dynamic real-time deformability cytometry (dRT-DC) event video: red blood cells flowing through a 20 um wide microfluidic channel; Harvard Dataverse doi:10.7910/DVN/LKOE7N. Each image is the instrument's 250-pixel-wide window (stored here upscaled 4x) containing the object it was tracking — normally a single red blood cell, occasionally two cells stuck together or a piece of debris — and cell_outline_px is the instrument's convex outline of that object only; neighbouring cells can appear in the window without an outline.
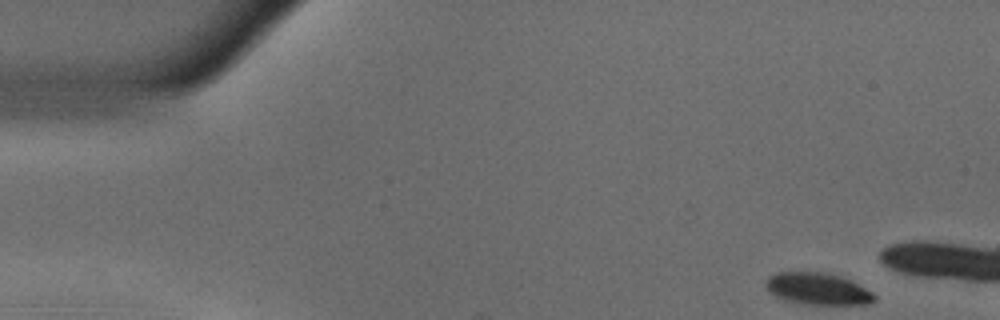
{"species": "common noctule bat (a hibernating species)", "species_latin": "Nyctalus noctula", "temperature_condition": "warm", "stored_images_in_passage": 12, "camera_frame_rate_fps": 3000, "um_per_image_px": 0.085, "animal": {"sex": "male", "body_mass_g": 18.8}, "frame": {"image": 1, "passage_image": 1, "time_ms": 0.0, "image_size_px": [1000, 320], "cell_outline_px": [[876, 300], [868, 304], [804, 304], [784, 300], [776, 296], [764, 284], [768, 276], [776, 272], [824, 272], [840, 276], [872, 292], [876, 296]], "centroid_in_image_um": [69.48, 24.55], "position_along_channel_um": 15.5, "area_um2": 19.94}}